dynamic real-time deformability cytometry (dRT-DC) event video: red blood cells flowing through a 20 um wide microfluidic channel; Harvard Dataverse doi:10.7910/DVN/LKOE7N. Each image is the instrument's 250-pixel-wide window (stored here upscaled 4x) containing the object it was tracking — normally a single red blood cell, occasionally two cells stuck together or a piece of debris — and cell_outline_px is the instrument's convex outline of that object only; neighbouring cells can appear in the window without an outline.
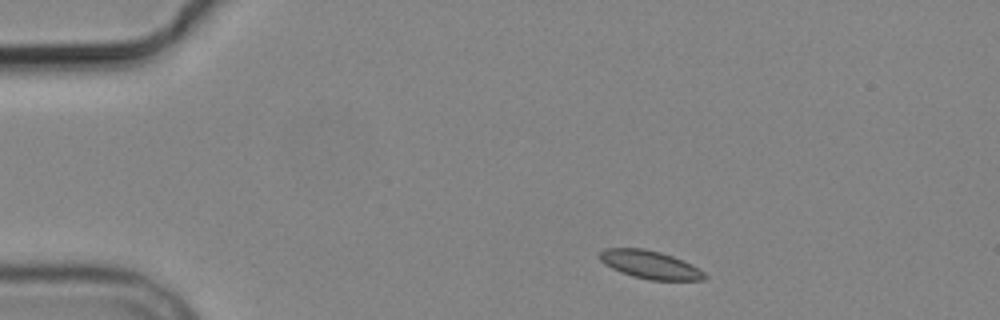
{"species": "common noctule bat (a hibernating species)", "species_latin": "Nyctalus noctula", "temperature_condition": "cold", "stored_images_in_passage": 3, "camera_frame_rate_fps": 3000, "um_per_image_px": 0.085, "animal": {"sex": "male", "body_mass_g": 19.2, "forearm_length_mm": 51.8}, "frame": {"image": 1, "passage_image": 1, "time_ms": 0.0, "image_size_px": [1000, 320], "cell_outline_px": [[708, 276], [704, 280], [648, 280], [632, 276], [620, 272], [604, 264], [600, 260], [600, 252], [604, 248], [644, 248], [660, 252], [684, 260], [692, 264], [704, 272]], "centroid_in_image_um": [55.26, 22.5], "position_along_channel_um": 29.7, "area_um2": 17.28}}